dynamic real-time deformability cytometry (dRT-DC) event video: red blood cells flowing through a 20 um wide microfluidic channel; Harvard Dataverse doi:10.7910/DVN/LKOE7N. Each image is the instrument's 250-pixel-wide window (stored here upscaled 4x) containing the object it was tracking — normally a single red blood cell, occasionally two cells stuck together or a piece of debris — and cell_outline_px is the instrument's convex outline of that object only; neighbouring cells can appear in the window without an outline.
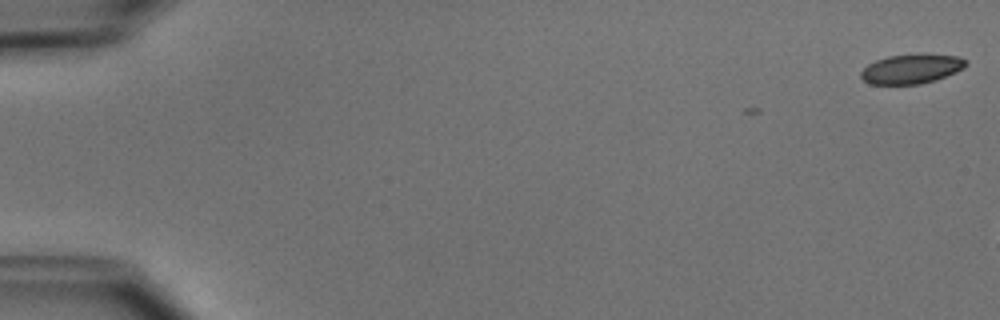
{"species": "common noctule bat (a hibernating species)", "species_latin": "Nyctalus noctula", "temperature_condition": "cold", "stored_images_in_passage": 2, "camera_frame_rate_fps": 3000, "um_per_image_px": 0.085, "animal": {"sex": "male", "body_mass_g": 15.6}, "frame": {"image": 1, "passage_image": 2, "time_ms": 0.333, "image_size_px": [1000, 320], "cell_outline_px": [[968, 64], [964, 68], [956, 72], [936, 80], [920, 84], [868, 84], [860, 76], [860, 72], [868, 64], [876, 60], [888, 56], [960, 56], [968, 60]], "centroid_in_image_um": [77.47, 5.89], "position_along_channel_um": 7.5, "area_um2": 17.57}}